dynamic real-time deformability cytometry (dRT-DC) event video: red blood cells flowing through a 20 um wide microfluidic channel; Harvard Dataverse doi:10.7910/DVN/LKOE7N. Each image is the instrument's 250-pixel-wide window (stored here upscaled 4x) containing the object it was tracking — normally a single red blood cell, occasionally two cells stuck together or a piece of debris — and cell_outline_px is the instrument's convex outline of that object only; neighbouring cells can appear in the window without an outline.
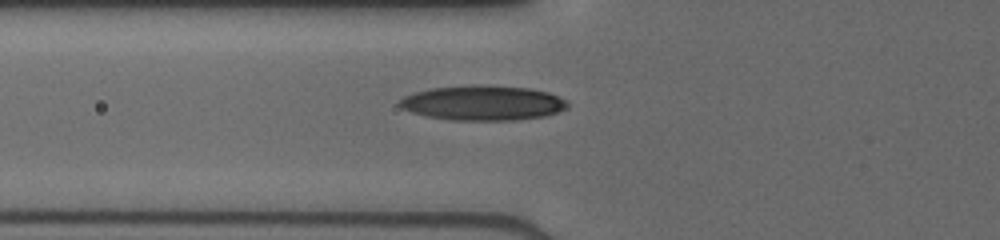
{"species": "human", "species_latin": "Homo sapiens", "temperature_condition": "cold", "stored_images_in_passage": 32, "camera_frame_rate_fps": 3000, "um_per_image_px": 0.085, "donor": {"sex": "male"}, "frame": {"image": 1, "passage_image": 2, "time_ms": 0.333, "image_size_px": [1000, 240], "cell_outline_px": [[568, 108], [544, 116], [516, 120], [452, 120], [428, 116], [412, 112], [400, 108], [396, 104], [404, 96], [416, 92], [432, 88], [472, 84], [484, 84], [532, 88], [548, 92], [568, 100]], "centroid_in_image_um": [41.06, 8.73], "position_along_channel_um": 84.7, "area_um2": 34.45}}
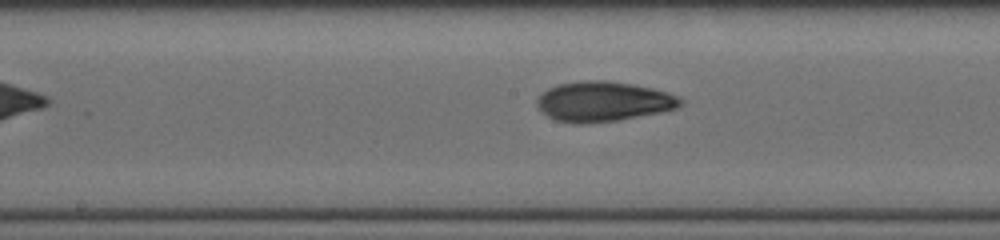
{"frame": {"image": 2, "passage_image": 10, "time_ms": 3.0, "image_size_px": [1000, 240], "cell_outline_px": [[684, 104], [676, 108], [660, 112], [620, 120], [580, 124], [576, 124], [556, 120], [540, 112], [536, 104], [536, 96], [548, 88], [556, 84], [584, 80], [604, 80], [632, 84], [652, 88], [668, 92], [684, 100]], "centroid_in_image_um": [51.24, 8.62], "position_along_channel_um": 197.0, "area_um2": 33.76}}
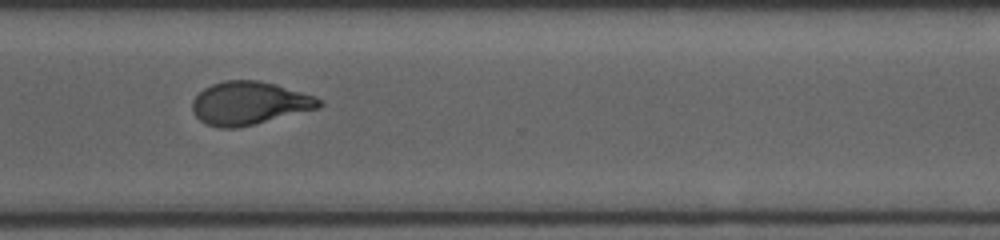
{"frame": {"image": 3, "passage_image": 21, "time_ms": 6.667, "image_size_px": [1000, 240], "cell_outline_px": [[324, 104], [320, 108], [236, 128], [220, 128], [208, 124], [200, 120], [192, 112], [192, 100], [204, 88], [212, 84], [224, 80], [256, 80], [276, 84], [312, 96], [320, 100]], "centroid_in_image_um": [21.16, 8.77], "position_along_channel_um": 349.4, "area_um2": 31.56}}